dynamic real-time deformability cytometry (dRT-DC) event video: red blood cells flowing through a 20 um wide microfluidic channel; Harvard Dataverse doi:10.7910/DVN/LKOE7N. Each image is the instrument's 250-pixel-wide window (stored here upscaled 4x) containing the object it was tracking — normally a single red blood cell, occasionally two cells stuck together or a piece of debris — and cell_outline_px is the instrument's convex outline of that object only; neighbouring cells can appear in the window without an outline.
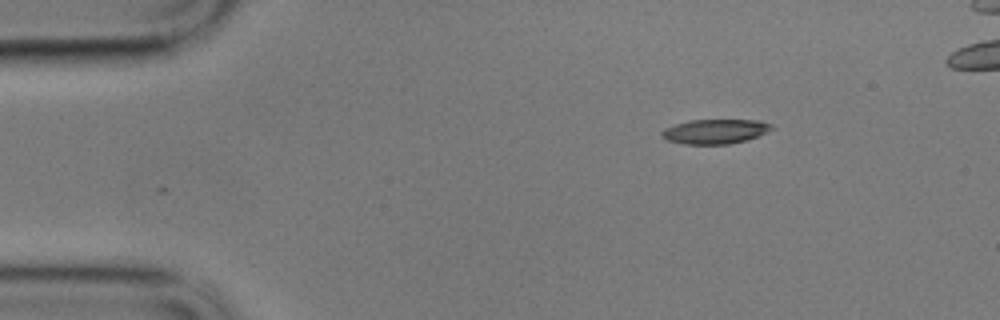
{"species": "common noctule bat (a hibernating species)", "species_latin": "Nyctalus noctula", "temperature_condition": "cold", "stored_images_in_passage": 2, "camera_frame_rate_fps": 3000, "um_per_image_px": 0.085, "animal": {"sex": "male", "body_mass_g": 17.9}, "frame": {"image": 1, "passage_image": 1, "time_ms": 0.0, "image_size_px": [1000, 320], "cell_outline_px": [[776, 128], [748, 140], [728, 144], [684, 144], [668, 140], [660, 136], [660, 132], [664, 128], [688, 120], [756, 120], [772, 124]], "centroid_in_image_um": [60.79, 11.17], "position_along_channel_um": 24.2, "area_um2": 15.84}}